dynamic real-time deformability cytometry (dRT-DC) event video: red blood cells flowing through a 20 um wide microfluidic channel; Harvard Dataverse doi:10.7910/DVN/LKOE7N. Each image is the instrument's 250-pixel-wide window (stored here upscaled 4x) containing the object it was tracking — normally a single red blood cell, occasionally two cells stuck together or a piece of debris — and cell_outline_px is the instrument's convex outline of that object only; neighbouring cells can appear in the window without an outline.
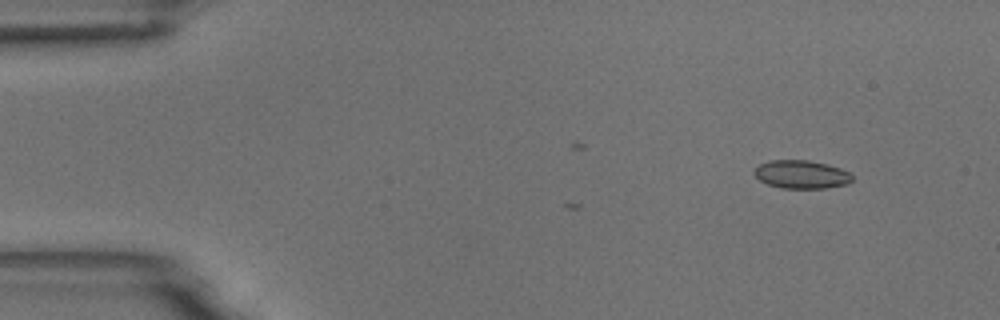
{"species": "common noctule bat (a hibernating species)", "species_latin": "Nyctalus noctula", "temperature_condition": "room temperature", "stored_images_in_passage": 4, "camera_frame_rate_fps": 3000, "um_per_image_px": 0.085, "animal": {"sex": "male", "body_mass_g": 18.8}, "frame": {"image": 1, "passage_image": 1, "time_ms": 0.0, "image_size_px": [1000, 320], "cell_outline_px": [[852, 180], [848, 184], [824, 188], [780, 188], [768, 184], [760, 180], [752, 172], [760, 164], [768, 160], [808, 160], [828, 164], [840, 168], [848, 172], [852, 176]], "centroid_in_image_um": [68.11, 14.82], "position_along_channel_um": 16.9, "area_um2": 16.13}}